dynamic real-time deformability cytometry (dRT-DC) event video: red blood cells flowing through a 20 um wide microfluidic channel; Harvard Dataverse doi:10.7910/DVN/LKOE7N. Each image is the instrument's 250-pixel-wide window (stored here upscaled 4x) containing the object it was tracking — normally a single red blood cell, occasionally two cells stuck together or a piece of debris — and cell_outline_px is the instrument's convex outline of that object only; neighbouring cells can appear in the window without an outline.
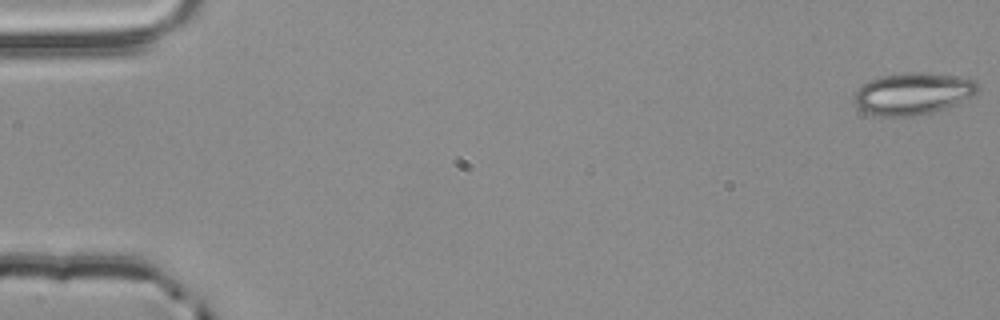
{"species": "common noctule bat (a hibernating species)", "species_latin": "Nyctalus noctula", "temperature_condition": "room temperature", "stored_images_in_passage": 55, "camera_frame_rate_fps": 3000, "um_per_image_px": 0.085, "animal": {"sex": "male", "body_mass_g": 20.4}, "frame": {"image": 1, "passage_image": 1, "time_ms": 0.0, "image_size_px": [1000, 320], "cell_outline_px": [[980, 88], [972, 96], [960, 104], [932, 112], [912, 116], [880, 116], [864, 112], [856, 104], [852, 96], [864, 84], [872, 80], [884, 76], [908, 72], [920, 72], [960, 76], [976, 80], [980, 84]], "centroid_in_image_um": [77.67, 7.96], "position_along_channel_um": 7.3, "area_um2": 30.29}}
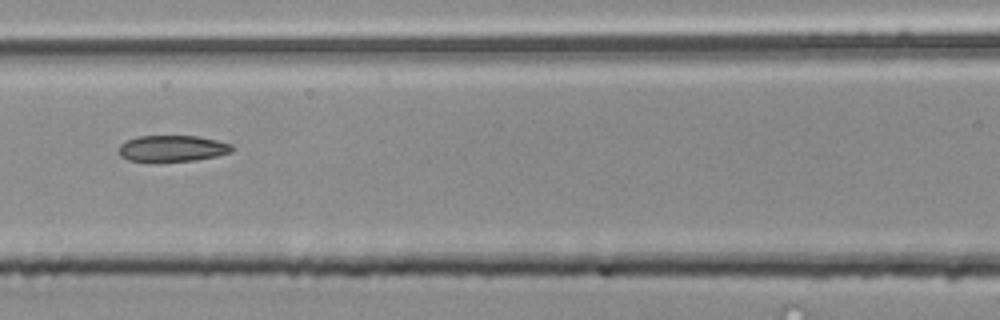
{"frame": {"image": 2, "passage_image": 25, "time_ms": 8.0, "image_size_px": [1000, 320], "cell_outline_px": [[236, 148], [232, 152], [216, 156], [196, 160], [128, 160], [120, 156], [120, 144], [128, 140], [140, 136], [196, 136], [216, 140], [232, 144]], "centroid_in_image_um": [14.72, 12.6], "position_along_channel_um": 151.9, "area_um2": 16.94}}
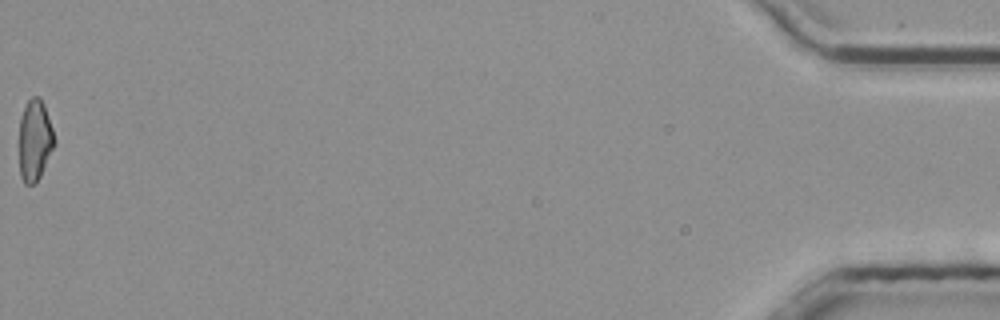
{"frame": {"image": 3, "passage_image": 55, "time_ms": 18.0, "image_size_px": [1000, 320], "cell_outline_px": [[56, 144], [36, 184], [24, 184], [20, 176], [20, 116], [28, 100], [32, 96], [40, 96], [44, 104], [56, 140]], "centroid_in_image_um": [2.97, 11.92], "position_along_channel_um": 432.2, "area_um2": 16.76}, "authors_computed_cell_mechanics": {"area_um2": 17.918, "velocity_mm_per_s": 3.8696, "shape_relaxation_time_tau1_ms": null, "shape_relaxation_time_tau2_ms": 5.645, "deformation_change_tau1": null, "deformation_change_tau2": 0.1396}}